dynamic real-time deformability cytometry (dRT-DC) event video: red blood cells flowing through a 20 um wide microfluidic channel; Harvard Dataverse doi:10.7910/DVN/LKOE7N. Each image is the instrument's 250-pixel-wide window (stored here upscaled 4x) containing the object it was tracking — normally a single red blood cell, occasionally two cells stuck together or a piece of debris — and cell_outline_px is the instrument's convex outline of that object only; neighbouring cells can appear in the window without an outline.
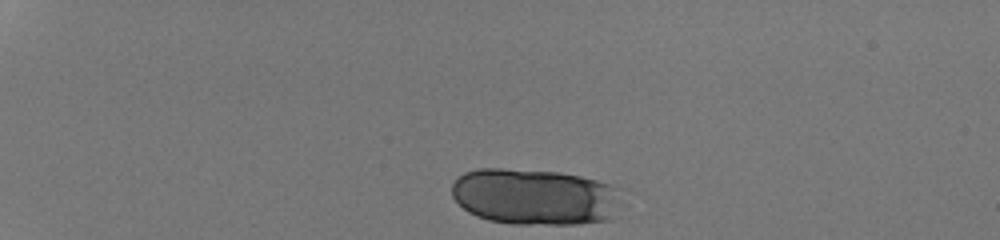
{"species": "human", "species_latin": "Homo sapiens", "temperature_condition": "room temperature", "stored_images_in_passage": 16, "camera_frame_rate_fps": 3000, "um_per_image_px": 0.085, "donor": {"sex": "male"}, "frame": {"image": 1, "passage_image": 1, "time_ms": 0.0, "image_size_px": [1000, 240], "cell_outline_px": [[608, 220], [580, 224], [512, 224], [488, 220], [476, 216], [468, 212], [452, 196], [452, 184], [464, 172], [480, 168], [500, 168], [560, 172], [580, 176], [596, 180], [608, 184]], "centroid_in_image_um": [45.18, 16.72], "position_along_channel_um": 39.8, "area_um2": 53.75}}